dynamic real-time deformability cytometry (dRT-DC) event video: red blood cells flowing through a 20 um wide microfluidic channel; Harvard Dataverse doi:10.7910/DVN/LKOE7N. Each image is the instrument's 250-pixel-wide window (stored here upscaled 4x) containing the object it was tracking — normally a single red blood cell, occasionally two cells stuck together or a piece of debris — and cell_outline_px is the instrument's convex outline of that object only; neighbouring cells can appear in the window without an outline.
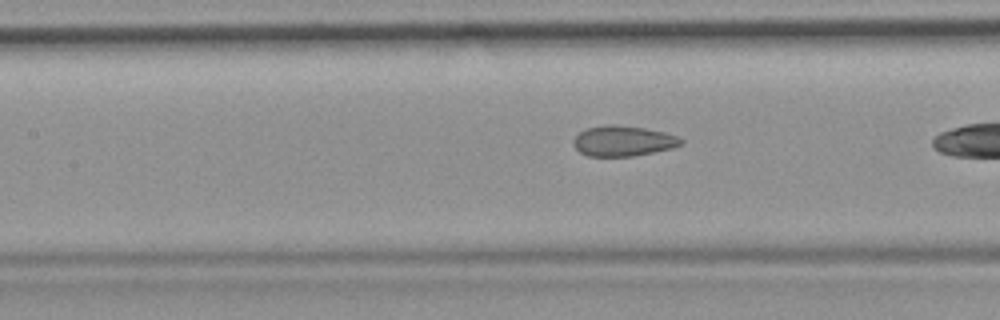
{"species": "common noctule bat (a hibernating species)", "species_latin": "Nyctalus noctula", "temperature_condition": "room temperature", "stored_images_in_passage": 13, "camera_frame_rate_fps": 3000, "um_per_image_px": 0.085, "animal": {"sex": "female", "body_mass_g": 19.9}, "frame": {"image": 1, "passage_image": 10, "time_ms": 3.0, "image_size_px": [1000, 320], "cell_outline_px": [[684, 144], [672, 148], [632, 156], [588, 156], [580, 152], [572, 144], [572, 140], [584, 128], [608, 124], [616, 124], [644, 128], [664, 132], [676, 136], [684, 140]], "centroid_in_image_um": [52.95, 11.97], "position_along_channel_um": 154.5, "area_um2": 19.13}}